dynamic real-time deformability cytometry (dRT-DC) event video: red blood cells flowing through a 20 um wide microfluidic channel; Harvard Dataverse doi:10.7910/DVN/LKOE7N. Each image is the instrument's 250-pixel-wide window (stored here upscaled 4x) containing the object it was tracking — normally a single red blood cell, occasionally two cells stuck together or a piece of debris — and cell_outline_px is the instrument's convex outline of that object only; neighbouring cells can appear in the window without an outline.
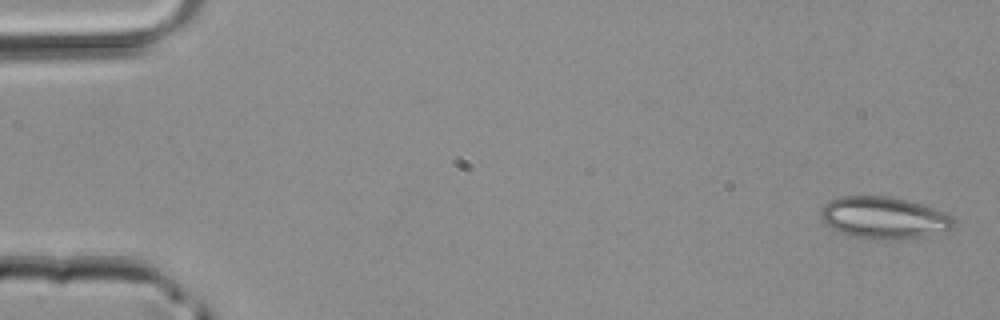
{"species": "common noctule bat (a hibernating species)", "species_latin": "Nyctalus noctula", "temperature_condition": "room temperature", "stored_images_in_passage": 4, "camera_frame_rate_fps": 3000, "um_per_image_px": 0.085, "animal": {"sex": "male", "body_mass_g": 20.4}, "frame": {"image": 1, "passage_image": 1, "time_ms": 0.0, "image_size_px": [1000, 320], "cell_outline_px": [[956, 224], [948, 232], [928, 236], [900, 240], [872, 240], [852, 236], [832, 228], [824, 224], [820, 216], [820, 212], [824, 204], [828, 200], [840, 196], [892, 196], [908, 200], [936, 208], [952, 216]], "centroid_in_image_um": [75.17, 18.52], "position_along_channel_um": 9.8, "area_um2": 33.35}}
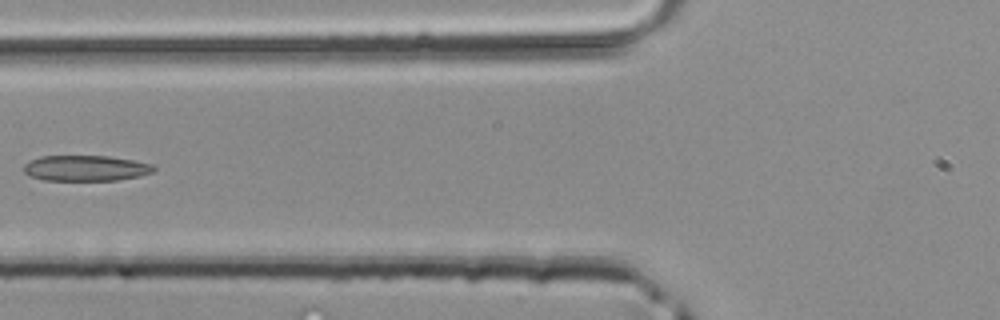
{"frame": {"image": 2, "passage_image": 4, "time_ms": 1.0, "image_size_px": [1000, 320], "cell_outline_px": [[156, 172], [140, 176], [116, 180], [44, 180], [32, 176], [24, 172], [24, 164], [40, 156], [108, 156], [132, 160], [152, 164], [156, 168]], "centroid_in_image_um": [7.33, 14.29], "position_along_channel_um": 118.5, "area_um2": 19.36}}